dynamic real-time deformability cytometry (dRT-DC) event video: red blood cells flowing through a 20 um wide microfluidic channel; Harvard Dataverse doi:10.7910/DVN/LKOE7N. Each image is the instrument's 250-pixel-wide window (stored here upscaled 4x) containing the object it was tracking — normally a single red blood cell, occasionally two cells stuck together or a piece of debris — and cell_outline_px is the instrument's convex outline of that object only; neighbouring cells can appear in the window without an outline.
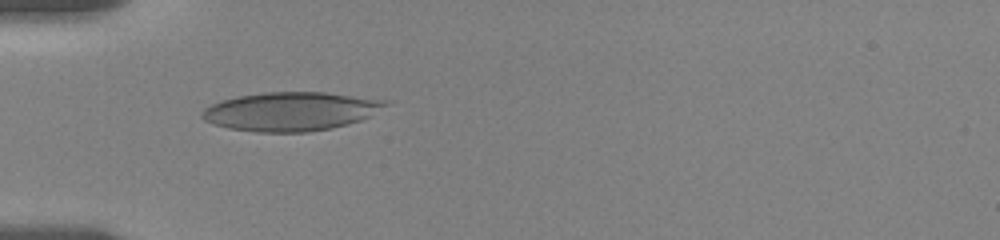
{"species": "human", "species_latin": "Homo sapiens", "temperature_condition": "room temperature", "stored_images_in_passage": 6, "camera_frame_rate_fps": 3000, "um_per_image_px": 0.085, "donor": {"sex": "female"}, "frame": {"image": 1, "passage_image": 1, "time_ms": 0.0, "image_size_px": [1000, 240], "cell_outline_px": [[392, 104], [360, 120], [348, 124], [332, 128], [308, 132], [256, 132], [228, 128], [204, 120], [200, 116], [200, 112], [204, 108], [212, 104], [236, 96], [264, 92], [324, 92], [392, 100]], "centroid_in_image_um": [24.76, 9.46], "position_along_channel_um": 60.2, "area_um2": 41.67}}
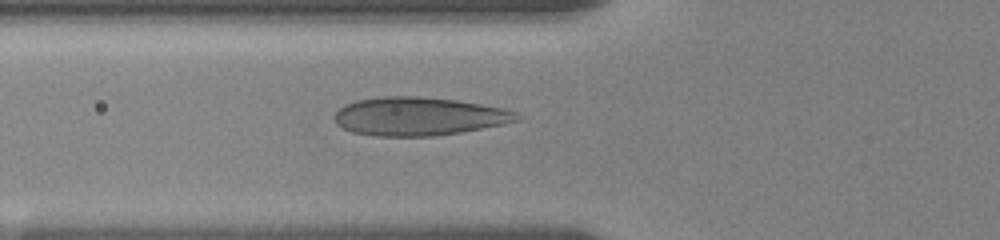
{"frame": {"image": 2, "passage_image": 4, "time_ms": 1.0, "image_size_px": [1000, 240], "cell_outline_px": [[520, 120], [504, 124], [460, 132], [432, 136], [376, 136], [352, 132], [336, 124], [332, 116], [344, 104], [356, 100], [384, 96], [416, 96], [456, 100], [504, 108], [516, 112], [520, 116]], "centroid_in_image_um": [35.57, 9.89], "position_along_channel_um": 90.2, "area_um2": 40.81}}